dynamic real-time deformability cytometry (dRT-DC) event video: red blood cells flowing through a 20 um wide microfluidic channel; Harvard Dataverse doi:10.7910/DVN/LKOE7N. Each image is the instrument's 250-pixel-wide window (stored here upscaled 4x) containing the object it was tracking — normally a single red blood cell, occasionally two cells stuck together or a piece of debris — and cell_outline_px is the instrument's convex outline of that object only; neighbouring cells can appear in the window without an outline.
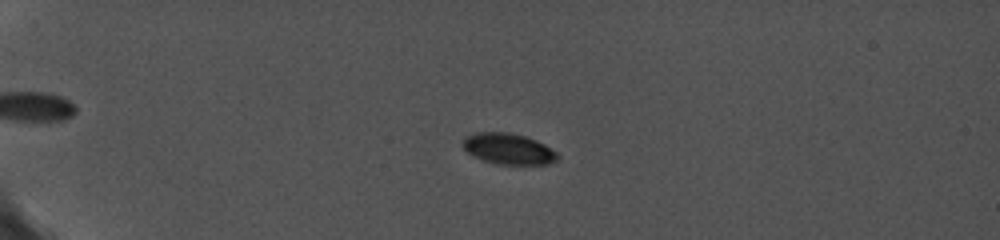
{"species": "common noctule bat (a hibernating species)", "species_latin": "Nyctalus noctula", "temperature_condition": "cold", "stored_images_in_passage": 21, "camera_frame_rate_fps": 5000, "um_per_image_px": 0.085, "animal": {"sex": "female", "body_mass_g": 19.0, "forearm_length_mm": 56.7}, "frame": {"image": 1, "passage_image": 13, "time_ms": 5.6, "image_size_px": [1000, 240], "cell_outline_px": [[560, 160], [548, 164], [496, 164], [480, 160], [472, 156], [460, 144], [464, 136], [476, 132], [508, 132], [524, 136], [536, 140], [544, 144], [556, 152], [560, 156]], "centroid_in_image_um": [43.18, 12.65], "position_along_channel_um": 41.8, "area_um2": 17.4}}
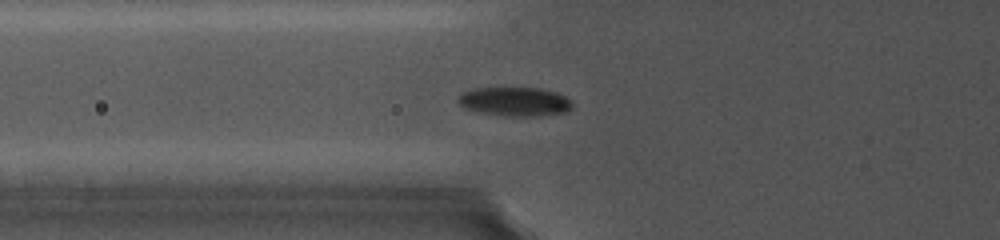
{"frame": {"image": 2, "passage_image": 19, "time_ms": 8.4, "image_size_px": [1000, 240], "cell_outline_px": [[572, 108], [568, 112], [536, 116], [504, 116], [464, 108], [456, 100], [464, 92], [476, 88], [536, 88], [556, 92], [564, 96], [572, 104]], "centroid_in_image_um": [43.78, 8.64], "position_along_channel_um": 82.0, "area_um2": 19.02}}